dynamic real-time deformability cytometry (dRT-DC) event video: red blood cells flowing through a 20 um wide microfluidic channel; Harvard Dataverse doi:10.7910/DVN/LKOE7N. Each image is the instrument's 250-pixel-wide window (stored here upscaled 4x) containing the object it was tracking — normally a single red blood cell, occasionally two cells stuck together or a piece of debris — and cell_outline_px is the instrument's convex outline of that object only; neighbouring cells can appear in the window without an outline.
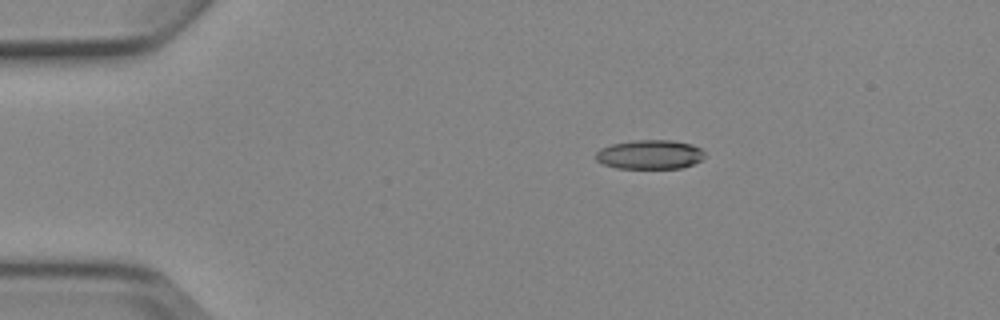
{"species": "Egyptian fruit bat (a non-hibernating species)", "species_latin": "Rousettus aegyptiacus", "temperature_condition": "cold", "stored_images_in_passage": 2, "camera_frame_rate_fps": 3000, "um_per_image_px": 0.085, "animal": {"sex": "female"}, "frame": {"image": 1, "passage_image": 1, "time_ms": 0.0, "image_size_px": [1000, 320], "cell_outline_px": [[704, 156], [700, 160], [692, 164], [680, 168], [616, 168], [604, 164], [596, 160], [596, 152], [600, 148], [612, 144], [636, 140], [672, 140], [692, 144], [700, 148], [704, 152]], "centroid_in_image_um": [55.22, 13.13], "position_along_channel_um": 29.8, "area_um2": 18.44}}